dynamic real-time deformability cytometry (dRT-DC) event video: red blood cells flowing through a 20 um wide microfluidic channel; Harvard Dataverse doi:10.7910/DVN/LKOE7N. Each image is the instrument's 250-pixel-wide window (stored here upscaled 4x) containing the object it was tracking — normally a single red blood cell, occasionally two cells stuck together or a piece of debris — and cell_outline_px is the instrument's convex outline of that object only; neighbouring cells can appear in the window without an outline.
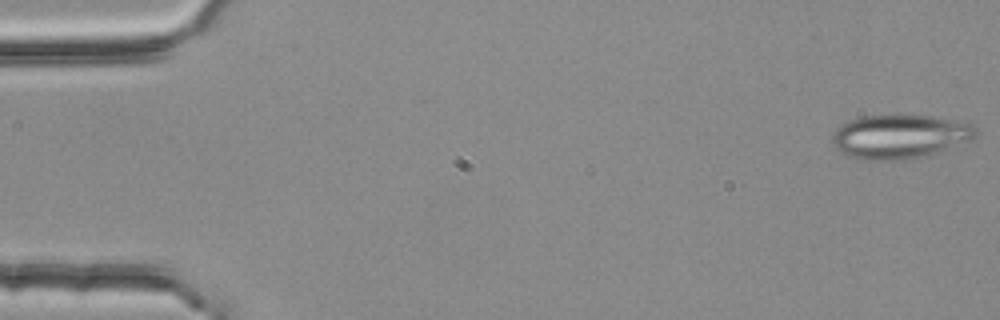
{"species": "common noctule bat (a hibernating species)", "species_latin": "Nyctalus noctula", "temperature_condition": "room temperature", "stored_images_in_passage": 4, "camera_frame_rate_fps": 3000, "um_per_image_px": 0.085, "animal": {"sex": "female", "body_mass_g": 25.1}, "frame": {"image": 1, "passage_image": 1, "time_ms": 0.0, "image_size_px": [1000, 320], "cell_outline_px": [[976, 136], [968, 140], [924, 156], [900, 160], [868, 160], [848, 156], [840, 152], [832, 144], [832, 132], [840, 124], [848, 120], [864, 116], [932, 116], [968, 120], [976, 128]], "centroid_in_image_um": [76.46, 11.59], "position_along_channel_um": 8.5, "area_um2": 36.76}}
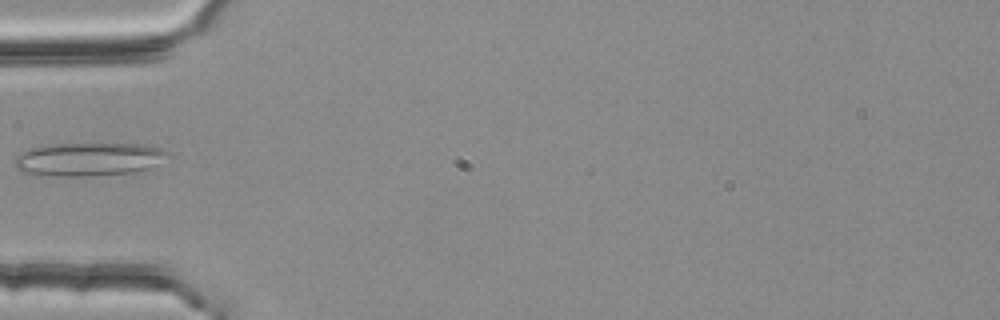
{"frame": {"image": 2, "passage_image": 4, "time_ms": 1.0, "image_size_px": [1000, 320], "cell_outline_px": [[172, 156], [148, 168], [132, 172], [88, 176], [32, 176], [16, 168], [12, 160], [20, 152], [28, 148], [48, 144], [144, 144], [160, 148], [168, 152]], "centroid_in_image_um": [7.46, 13.54], "position_along_channel_um": 77.5, "area_um2": 30.23}}